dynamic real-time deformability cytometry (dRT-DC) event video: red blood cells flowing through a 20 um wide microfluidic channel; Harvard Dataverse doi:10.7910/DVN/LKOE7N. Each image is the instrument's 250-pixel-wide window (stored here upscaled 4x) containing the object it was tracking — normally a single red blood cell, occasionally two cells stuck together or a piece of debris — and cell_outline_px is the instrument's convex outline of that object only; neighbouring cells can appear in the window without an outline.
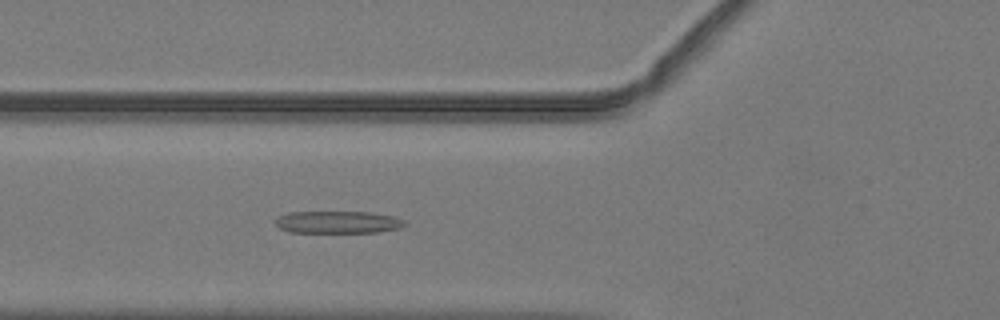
{"species": "common noctule bat (a hibernating species)", "species_latin": "Nyctalus noctula", "temperature_condition": "warm", "stored_images_in_passage": 37, "camera_frame_rate_fps": 3000, "um_per_image_px": 0.085, "animal": {"sex": "male", "body_mass_g": 19.2, "forearm_length_mm": 51.8}, "frame": {"image": 1, "passage_image": 5, "time_ms": 1.333, "image_size_px": [1000, 320], "cell_outline_px": [[408, 224], [400, 228], [380, 232], [292, 232], [280, 228], [276, 224], [276, 220], [280, 216], [288, 212], [372, 212], [392, 216], [404, 220]], "centroid_in_image_um": [28.78, 18.88], "position_along_channel_um": 97.0, "area_um2": 16.7}}
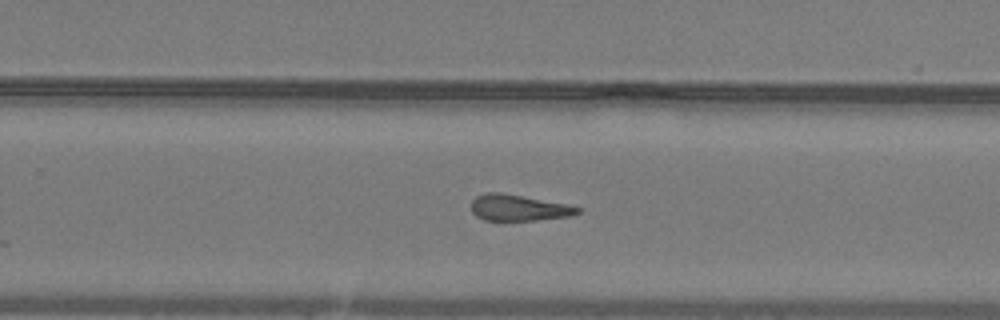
{"frame": {"image": 2, "passage_image": 19, "time_ms": 6.0, "image_size_px": [1000, 320], "cell_outline_px": [[580, 212], [572, 216], [536, 220], [484, 220], [476, 216], [472, 212], [472, 200], [476, 196], [488, 192], [500, 192], [568, 204], [580, 208]], "centroid_in_image_um": [44.08, 17.66], "position_along_channel_um": 285.7, "area_um2": 16.18}}
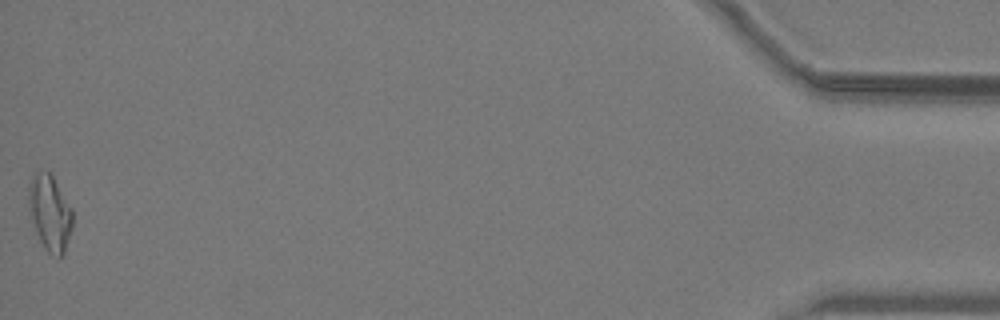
{"frame": {"image": 3, "passage_image": 37, "time_ms": 12.0, "image_size_px": [1000, 320], "cell_outline_px": [[72, 228], [64, 252], [60, 256], [48, 252], [44, 248], [36, 232], [28, 200], [28, 188], [32, 176], [36, 172], [48, 172], [52, 176], [72, 208]], "centroid_in_image_um": [4.25, 18.08], "position_along_channel_um": 431.0, "area_um2": 18.84}, "authors_computed_cell_mechanics": {"area_um2": 16.8198, "velocity_mm_per_s": 4.0369, "shape_relaxation_time_tau1_ms": null, "shape_relaxation_time_tau2_ms": 3.2271, "deformation_change_tau1": null, "deformation_change_tau2": 0.1603}}